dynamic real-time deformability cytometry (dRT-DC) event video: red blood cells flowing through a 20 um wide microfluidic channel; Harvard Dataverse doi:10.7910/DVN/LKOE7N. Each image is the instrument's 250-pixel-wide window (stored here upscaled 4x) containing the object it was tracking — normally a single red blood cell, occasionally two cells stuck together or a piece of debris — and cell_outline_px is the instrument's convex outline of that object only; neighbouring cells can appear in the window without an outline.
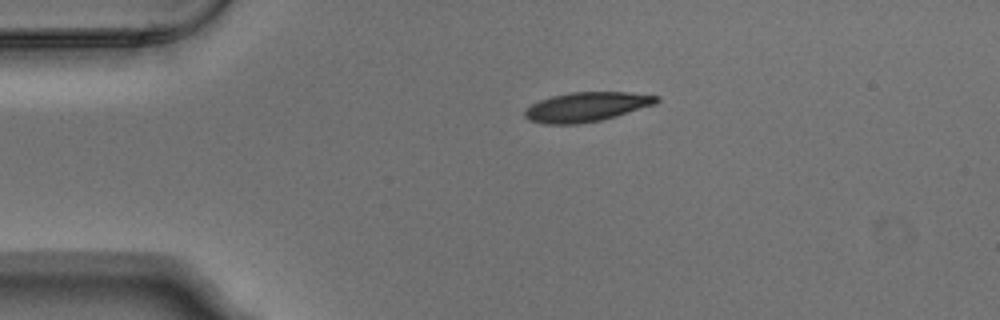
{"species": "Egyptian fruit bat (a non-hibernating species)", "species_latin": "Rousettus aegyptiacus", "temperature_condition": "warm", "stored_images_in_passage": 2, "camera_frame_rate_fps": 3000, "um_per_image_px": 0.085, "animal": {"sex": "male"}, "frame": {"image": 1, "passage_image": 1, "time_ms": 0.0, "image_size_px": [1000, 320], "cell_outline_px": [[660, 100], [656, 104], [616, 116], [600, 120], [580, 124], [544, 124], [528, 120], [524, 116], [524, 108], [540, 100], [552, 96], [572, 92], [628, 92], [660, 96]], "centroid_in_image_um": [49.85, 9.09], "position_along_channel_um": 35.2, "area_um2": 22.72}}